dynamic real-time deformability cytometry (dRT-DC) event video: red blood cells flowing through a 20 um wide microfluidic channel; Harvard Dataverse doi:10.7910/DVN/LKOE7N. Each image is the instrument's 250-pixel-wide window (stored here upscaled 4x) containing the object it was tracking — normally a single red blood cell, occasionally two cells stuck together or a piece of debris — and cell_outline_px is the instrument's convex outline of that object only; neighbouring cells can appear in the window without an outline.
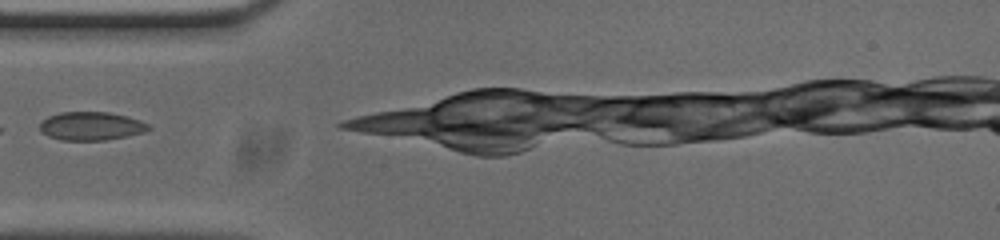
{"species": "common noctule bat (a hibernating species)", "species_latin": "Nyctalus noctula", "temperature_condition": "cold", "stored_images_in_passage": 7, "camera_frame_rate_fps": 3000, "um_per_image_px": 0.085, "animal": {"sex": "male", "body_mass_g": 20.0, "forearm_length_mm": 53.3}, "frame": {"image": 1, "passage_image": 1, "time_ms": 0.0, "image_size_px": [1000, 240], "cell_outline_px": [[152, 128], [144, 132], [104, 140], [60, 140], [48, 136], [40, 132], [40, 124], [48, 116], [60, 112], [108, 112], [140, 120], [148, 124]], "centroid_in_image_um": [7.72, 10.71], "position_along_channel_um": 77.3, "area_um2": 17.86}}